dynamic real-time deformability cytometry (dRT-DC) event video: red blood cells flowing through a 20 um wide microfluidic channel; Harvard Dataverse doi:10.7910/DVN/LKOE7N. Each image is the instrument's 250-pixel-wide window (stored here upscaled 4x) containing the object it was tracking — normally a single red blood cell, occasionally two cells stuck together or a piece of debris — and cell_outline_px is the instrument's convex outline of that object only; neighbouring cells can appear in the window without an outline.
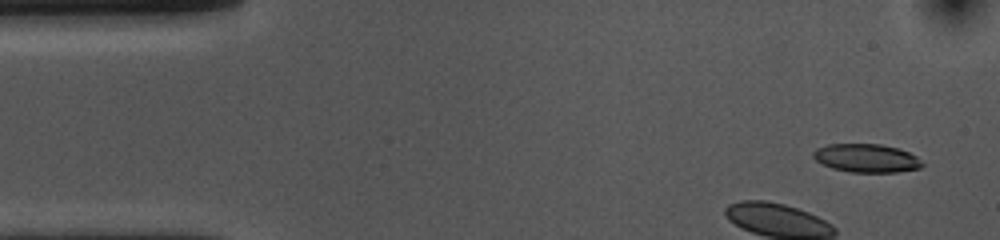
{"species": "common noctule bat (a hibernating species)", "species_latin": "Nyctalus noctula", "temperature_condition": "cold", "stored_images_in_passage": 39, "camera_frame_rate_fps": 3000, "um_per_image_px": 0.085, "animal": {"sex": "female", "body_mass_g": 10.0, "forearm_length_mm": 53.1}, "frame": {"image": 1, "passage_image": 1, "time_ms": 0.0, "image_size_px": [1000, 240], "cell_outline_px": [[924, 164], [920, 168], [896, 172], [852, 172], [832, 168], [816, 160], [812, 156], [812, 152], [816, 148], [828, 144], [880, 144], [896, 148], [908, 152], [916, 156]], "centroid_in_image_um": [73.63, 13.44], "position_along_channel_um": 11.4, "area_um2": 17.92}}
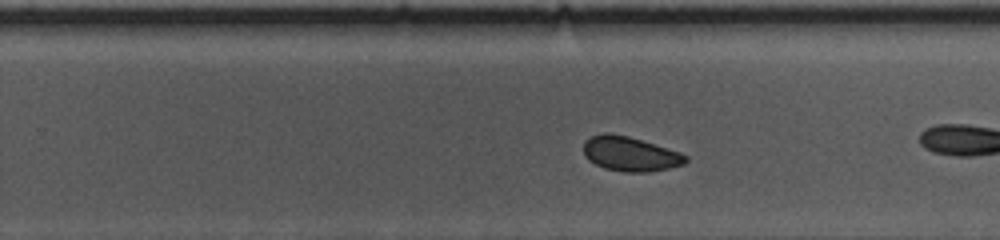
{"frame": {"image": 2, "passage_image": 28, "time_ms": 9.0, "image_size_px": [1000, 240], "cell_outline_px": [[688, 160], [684, 164], [668, 168], [648, 172], [624, 172], [604, 168], [588, 160], [584, 156], [584, 140], [592, 136], [604, 132], [608, 132], [628, 136], [680, 152], [688, 156]], "centroid_in_image_um": [53.54, 13.08], "position_along_channel_um": 276.3, "area_um2": 20.58}, "authors_computed_cell_mechanics": {"area_um2": 21.0392, "velocity_mm_per_s": 3.6282, "shape_relaxation_time_tau1_ms": 9.6182, "shape_relaxation_time_tau2_ms": 4.344, "deformation_change_tau1": 0.0971, "deformation_change_tau2": 0.0586}}